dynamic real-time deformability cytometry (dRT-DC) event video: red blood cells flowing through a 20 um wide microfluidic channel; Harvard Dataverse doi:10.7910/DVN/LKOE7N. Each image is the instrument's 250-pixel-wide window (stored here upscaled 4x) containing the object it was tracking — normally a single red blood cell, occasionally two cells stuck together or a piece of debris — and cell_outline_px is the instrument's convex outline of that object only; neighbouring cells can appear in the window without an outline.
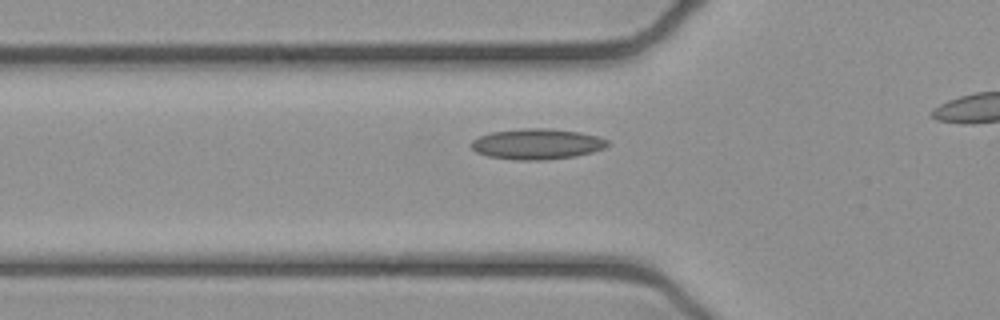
{"species": "common noctule bat (a hibernating species)", "species_latin": "Nyctalus noctula", "temperature_condition": "cold", "stored_images_in_passage": 28, "camera_frame_rate_fps": 3000, "um_per_image_px": 0.085, "animal": {"sex": "female", "body_mass_g": 21.9}, "frame": {"image": 1, "passage_image": 13, "time_ms": 4.0, "image_size_px": [1000, 320], "cell_outline_px": [[608, 144], [604, 148], [592, 152], [576, 156], [544, 160], [516, 160], [488, 156], [476, 152], [468, 144], [472, 140], [480, 136], [492, 132], [524, 128], [552, 128], [580, 132], [596, 136], [608, 140]], "centroid_in_image_um": [45.62, 12.24], "position_along_channel_um": 80.2, "area_um2": 24.39}}
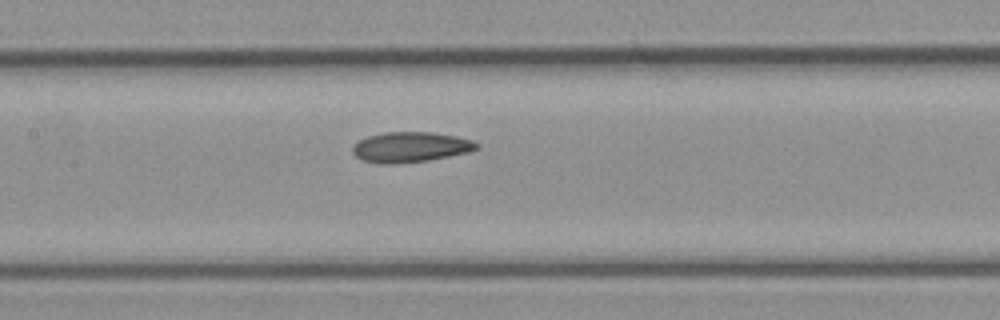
{"frame": {"image": 2, "passage_image": 20, "time_ms": 6.333, "image_size_px": [1000, 320], "cell_outline_px": [[480, 148], [468, 152], [428, 160], [392, 164], [380, 164], [364, 160], [356, 156], [352, 152], [352, 148], [360, 140], [368, 136], [384, 132], [432, 132], [456, 136], [472, 140], [480, 144]], "centroid_in_image_um": [34.92, 12.5], "position_along_channel_um": 172.5, "area_um2": 21.79}}
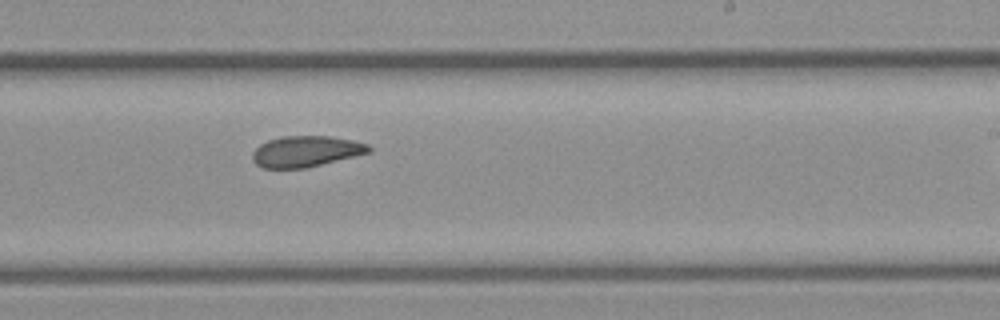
{"frame": {"image": 3, "passage_image": 27, "time_ms": 8.667, "image_size_px": [1000, 320], "cell_outline_px": [[372, 152], [304, 168], [264, 168], [256, 164], [252, 160], [252, 152], [260, 144], [268, 140], [280, 136], [332, 136], [352, 140], [368, 144], [372, 148]], "centroid_in_image_um": [26.0, 12.86], "position_along_channel_um": 263.0, "area_um2": 21.04}}